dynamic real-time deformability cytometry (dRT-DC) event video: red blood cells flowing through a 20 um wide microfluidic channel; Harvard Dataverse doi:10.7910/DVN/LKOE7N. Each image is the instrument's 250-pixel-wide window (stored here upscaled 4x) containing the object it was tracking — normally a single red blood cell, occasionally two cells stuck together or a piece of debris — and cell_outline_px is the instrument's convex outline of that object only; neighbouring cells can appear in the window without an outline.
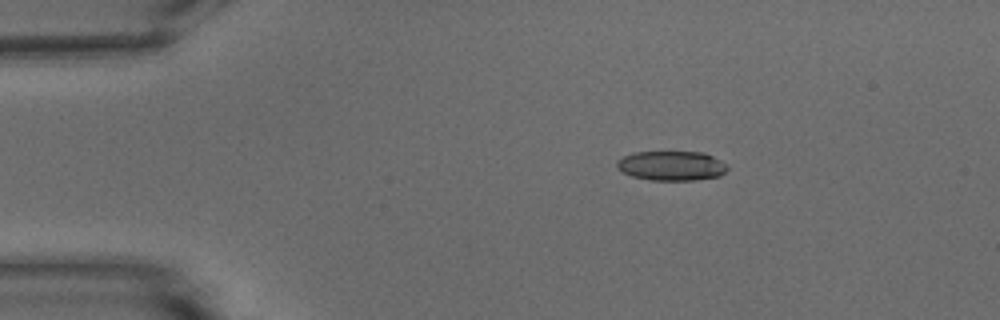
{"species": "common noctule bat (a hibernating species)", "species_latin": "Nyctalus noctula", "temperature_condition": "warm", "stored_images_in_passage": 45, "camera_frame_rate_fps": 3000, "um_per_image_px": 0.085, "animal": {"sex": "male", "body_mass_g": 15.6}, "frame": {"image": 1, "passage_image": 1, "time_ms": 0.0, "image_size_px": [1000, 320], "cell_outline_px": [[728, 168], [720, 176], [696, 180], [652, 180], [632, 176], [616, 168], [616, 160], [632, 152], [704, 152], [720, 160]], "centroid_in_image_um": [57.05, 14.09], "position_along_channel_um": 27.9, "area_um2": 19.02}}
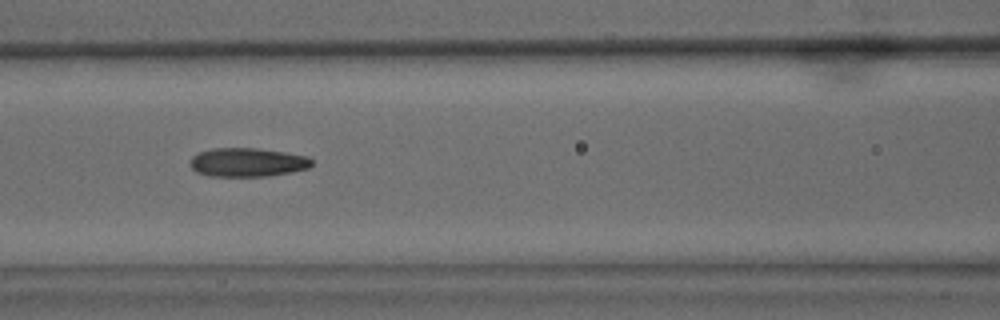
{"frame": {"image": 2, "passage_image": 15, "time_ms": 4.667, "image_size_px": [1000, 320], "cell_outline_px": [[312, 164], [308, 168], [292, 172], [268, 176], [208, 176], [196, 172], [192, 168], [192, 156], [200, 152], [212, 148], [256, 148], [284, 152], [308, 156], [312, 160]], "centroid_in_image_um": [21.05, 13.8], "position_along_channel_um": 145.5, "area_um2": 20.35}}
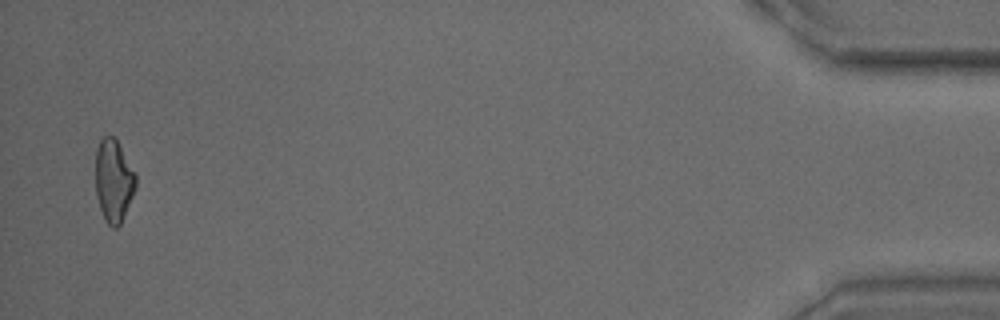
{"frame": {"image": 3, "passage_image": 44, "time_ms": 14.333, "image_size_px": [1000, 320], "cell_outline_px": [[136, 188], [124, 216], [120, 224], [116, 228], [112, 228], [104, 220], [96, 196], [96, 148], [100, 140], [104, 136], [112, 136], [116, 140], [136, 176]], "centroid_in_image_um": [9.64, 15.4], "position_along_channel_um": 425.6, "area_um2": 19.13}, "authors_computed_cell_mechanics": {"area_um2": 20.0566, "velocity_mm_per_s": 3.7934, "shape_relaxation_time_tau1_ms": 6.3775, "shape_relaxation_time_tau2_ms": 2.7031, "deformation_change_tau1": 0.1633, "deformation_change_tau2": 0.1116}}